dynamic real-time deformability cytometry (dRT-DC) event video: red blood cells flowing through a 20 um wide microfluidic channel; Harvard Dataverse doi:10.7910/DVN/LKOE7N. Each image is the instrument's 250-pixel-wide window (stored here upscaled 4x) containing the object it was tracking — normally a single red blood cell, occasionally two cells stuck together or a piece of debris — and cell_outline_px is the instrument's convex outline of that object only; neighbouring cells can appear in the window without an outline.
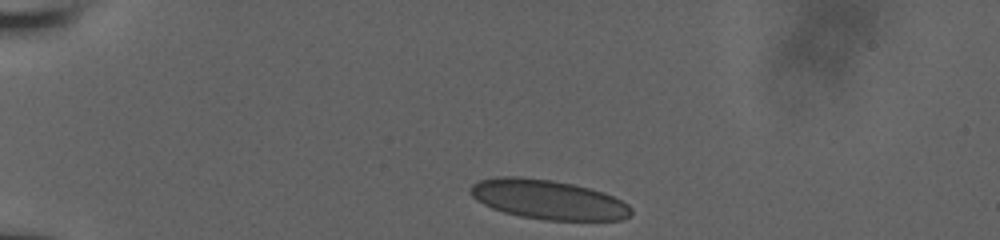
{"species": "human", "species_latin": "Homo sapiens", "temperature_condition": "room temperature", "stored_images_in_passage": 36, "camera_frame_rate_fps": 3000, "um_per_image_px": 0.085, "donor": {"sex": "male"}, "frame": {"image": 1, "passage_image": 1, "time_ms": 0.0, "image_size_px": [1000, 240], "cell_outline_px": [[632, 212], [624, 220], [544, 220], [520, 216], [504, 212], [492, 208], [476, 200], [468, 192], [468, 188], [472, 184], [480, 180], [496, 176], [520, 176], [552, 180], [572, 184], [604, 192], [628, 204], [632, 208]], "centroid_in_image_um": [46.55, 16.95], "position_along_channel_um": 38.4, "area_um2": 37.11}}
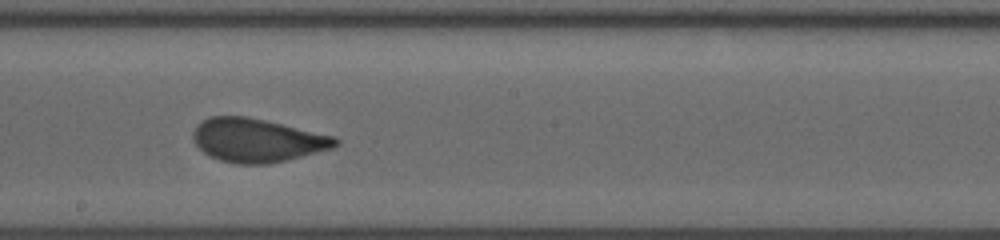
{"frame": {"image": 2, "passage_image": 20, "time_ms": 6.333, "image_size_px": [1000, 240], "cell_outline_px": [[340, 144], [332, 148], [268, 164], [236, 164], [220, 160], [208, 156], [192, 140], [192, 132], [196, 124], [212, 116], [244, 116], [264, 120], [336, 136], [340, 140]], "centroid_in_image_um": [21.84, 11.92], "position_along_channel_um": 226.4, "area_um2": 36.01}}
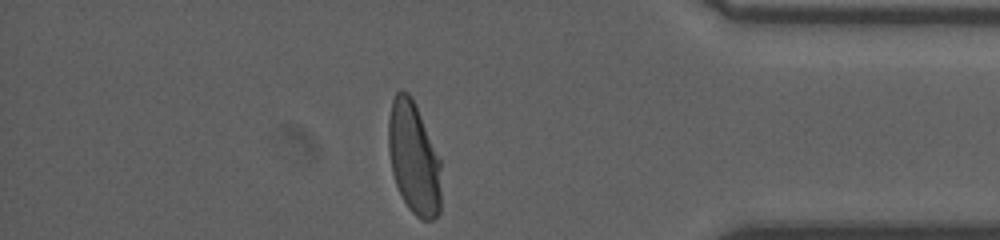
{"frame": {"image": 3, "passage_image": 35, "time_ms": 11.333, "image_size_px": [1000, 240], "cell_outline_px": [[440, 212], [432, 220], [420, 220], [408, 208], [396, 184], [392, 172], [388, 152], [388, 120], [392, 100], [396, 92], [400, 88], [408, 92], [412, 96], [416, 104], [440, 160]], "centroid_in_image_um": [35.15, 13.41], "position_along_channel_um": 400.0, "area_um2": 34.68}, "authors_computed_cell_mechanics": {"area_um2": 36.3273, "velocity_mm_per_s": 3.9395, "shape_relaxation_time_tau1_ms": 8.7027, "shape_relaxation_time_tau2_ms": null, "deformation_change_tau1": 0.2361, "deformation_change_tau2": null}}